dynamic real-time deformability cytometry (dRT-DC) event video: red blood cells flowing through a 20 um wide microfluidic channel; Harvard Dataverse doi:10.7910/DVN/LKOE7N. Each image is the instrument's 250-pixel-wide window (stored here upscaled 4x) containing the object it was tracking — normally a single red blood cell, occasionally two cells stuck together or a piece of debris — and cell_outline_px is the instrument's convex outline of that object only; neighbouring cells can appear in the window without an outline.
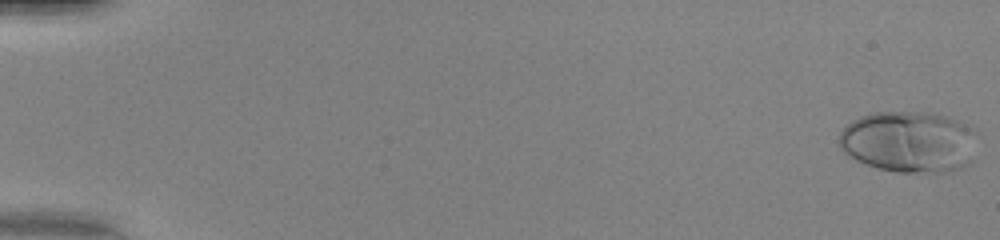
{"species": "human", "species_latin": "Homo sapiens", "temperature_condition": "warm", "stored_images_in_passage": 51, "camera_frame_rate_fps": 3000, "um_per_image_px": 0.085, "donor": {"sex": "female"}, "frame": {"image": 1, "passage_image": 1, "time_ms": 0.0, "image_size_px": [1000, 240], "cell_outline_px": [[980, 132], [972, 160], [964, 168], [944, 172], [896, 172], [876, 168], [856, 160], [848, 156], [840, 148], [836, 140], [840, 132], [852, 120], [860, 116], [872, 112], [924, 112], [948, 116], [972, 124]], "centroid_in_image_um": [77.33, 12.04], "position_along_channel_um": 7.7, "area_um2": 50.86}}
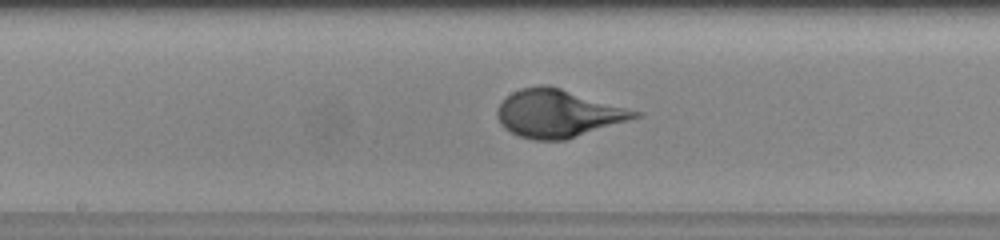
{"frame": {"image": 2, "passage_image": 28, "time_ms": 9.0, "image_size_px": [1000, 240], "cell_outline_px": [[644, 116], [564, 140], [532, 140], [516, 136], [504, 128], [500, 124], [496, 116], [496, 112], [500, 104], [512, 92], [520, 88], [540, 84], [548, 84], [644, 112]], "centroid_in_image_um": [47.46, 9.64], "position_along_channel_um": 200.7, "area_um2": 38.78}}
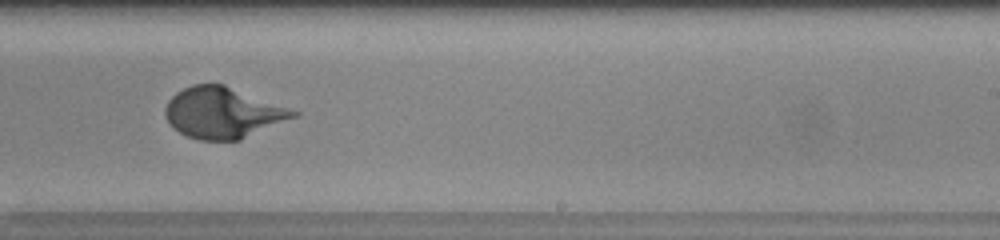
{"frame": {"image": 3, "passage_image": 33, "time_ms": 10.667, "image_size_px": [1000, 240], "cell_outline_px": [[300, 116], [240, 140], [200, 140], [188, 136], [172, 128], [164, 112], [164, 108], [168, 100], [176, 92], [192, 84], [224, 84], [300, 112]], "centroid_in_image_um": [18.96, 9.59], "position_along_channel_um": 270.0, "area_um2": 38.15}}